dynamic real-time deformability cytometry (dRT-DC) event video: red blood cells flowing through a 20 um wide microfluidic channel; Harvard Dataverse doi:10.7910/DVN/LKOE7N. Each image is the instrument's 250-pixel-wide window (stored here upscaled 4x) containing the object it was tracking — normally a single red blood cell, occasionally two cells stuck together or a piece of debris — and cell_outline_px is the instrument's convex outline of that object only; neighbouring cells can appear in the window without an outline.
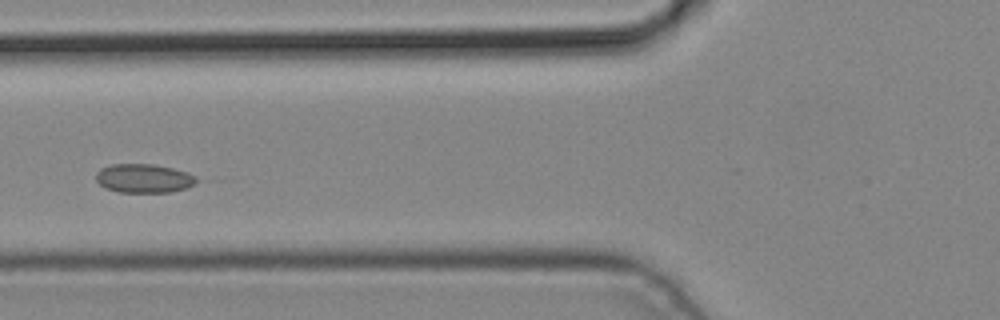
{"species": "common noctule bat (a hibernating species)", "species_latin": "Nyctalus noctula", "temperature_condition": "cold", "stored_images_in_passage": 4, "camera_frame_rate_fps": 3000, "um_per_image_px": 0.085, "animal": {"sex": "male", "body_mass_g": 19.2, "forearm_length_mm": 51.8}, "frame": {"image": 1, "passage_image": 4, "time_ms": 1.0, "image_size_px": [1000, 320], "cell_outline_px": [[200, 180], [188, 188], [172, 192], [120, 192], [104, 188], [96, 180], [96, 172], [100, 168], [112, 164], [152, 164], [172, 168], [188, 172], [196, 176]], "centroid_in_image_um": [12.25, 15.16], "position_along_channel_um": 113.6, "area_um2": 17.11}}